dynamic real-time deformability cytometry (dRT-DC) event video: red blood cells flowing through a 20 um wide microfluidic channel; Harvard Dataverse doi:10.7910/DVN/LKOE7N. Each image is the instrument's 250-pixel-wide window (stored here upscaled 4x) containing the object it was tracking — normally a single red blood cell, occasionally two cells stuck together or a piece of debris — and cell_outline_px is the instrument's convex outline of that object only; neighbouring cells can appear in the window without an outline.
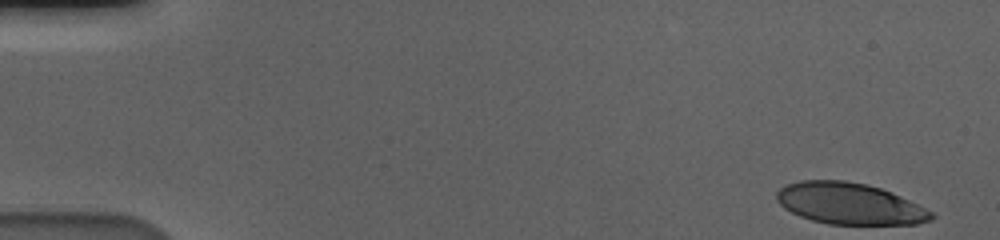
{"species": "human", "species_latin": "Homo sapiens", "temperature_condition": "cold", "stored_images_in_passage": 15, "camera_frame_rate_fps": 3000, "um_per_image_px": 0.085, "donor": {"sex": "male"}, "frame": {"image": 1, "passage_image": 1, "time_ms": 0.0, "image_size_px": [1000, 240], "cell_outline_px": [[936, 216], [932, 220], [916, 224], [828, 224], [812, 220], [800, 216], [784, 208], [776, 200], [776, 192], [780, 188], [788, 184], [800, 180], [844, 180], [868, 184], [892, 192], [932, 212]], "centroid_in_image_um": [72.2, 17.3], "position_along_channel_um": 12.8, "area_um2": 37.28}}